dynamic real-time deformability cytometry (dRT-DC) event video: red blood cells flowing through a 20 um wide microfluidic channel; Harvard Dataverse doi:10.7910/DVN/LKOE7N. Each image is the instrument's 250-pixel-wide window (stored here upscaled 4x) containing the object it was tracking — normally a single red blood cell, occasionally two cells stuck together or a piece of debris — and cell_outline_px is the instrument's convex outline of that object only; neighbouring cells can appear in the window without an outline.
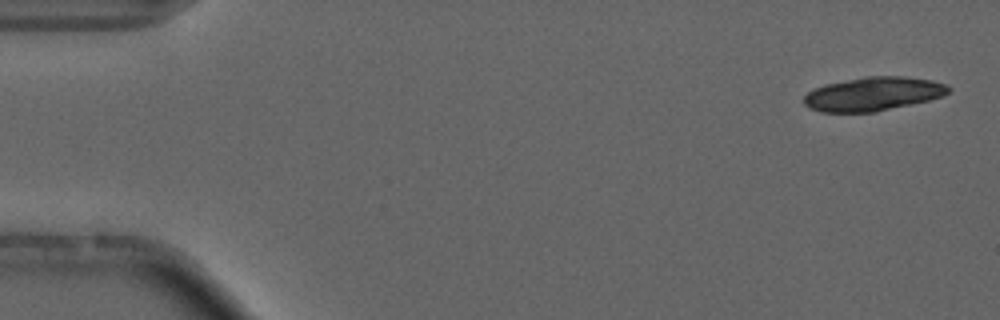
{"species": "common noctule bat (a hibernating species)", "species_latin": "Nyctalus noctula", "temperature_condition": "cold", "stored_images_in_passage": 6, "camera_frame_rate_fps": 3000, "um_per_image_px": 0.085, "animal": {"sex": "male", "forearm_length_mm": 52.5}, "frame": {"image": 1, "passage_image": 1, "time_ms": 0.0, "image_size_px": [1000, 320], "cell_outline_px": [[952, 88], [944, 96], [928, 100], [876, 112], [820, 112], [808, 108], [804, 104], [804, 96], [808, 92], [824, 84], [868, 76], [904, 76], [932, 80], [948, 84]], "centroid_in_image_um": [74.23, 7.98], "position_along_channel_um": 10.8, "area_um2": 28.55}}